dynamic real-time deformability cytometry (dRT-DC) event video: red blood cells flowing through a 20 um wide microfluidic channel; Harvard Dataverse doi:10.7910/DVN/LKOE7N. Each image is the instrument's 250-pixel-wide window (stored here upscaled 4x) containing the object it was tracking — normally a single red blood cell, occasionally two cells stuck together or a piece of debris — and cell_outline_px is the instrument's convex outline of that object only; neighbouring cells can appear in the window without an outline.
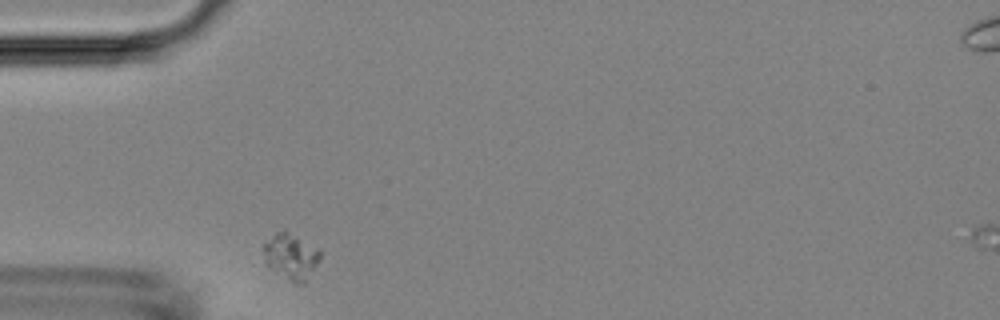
{"species": "Egyptian fruit bat (a non-hibernating species)", "species_latin": "Rousettus aegyptiacus", "temperature_condition": "room temperature", "stored_images_in_passage": 3, "camera_frame_rate_fps": 3000, "um_per_image_px": 0.085, "animal": {"sex": "female"}, "frame": {"image": 1, "passage_image": 1, "time_ms": 0.0, "image_size_px": [1000, 320], "cell_outline_px": [[320, 260], [304, 284], [296, 284], [268, 268], [264, 264], [264, 244], [276, 232], [284, 228], [320, 248]], "centroid_in_image_um": [24.74, 21.78], "position_along_channel_um": 60.3, "area_um2": 15.55}}
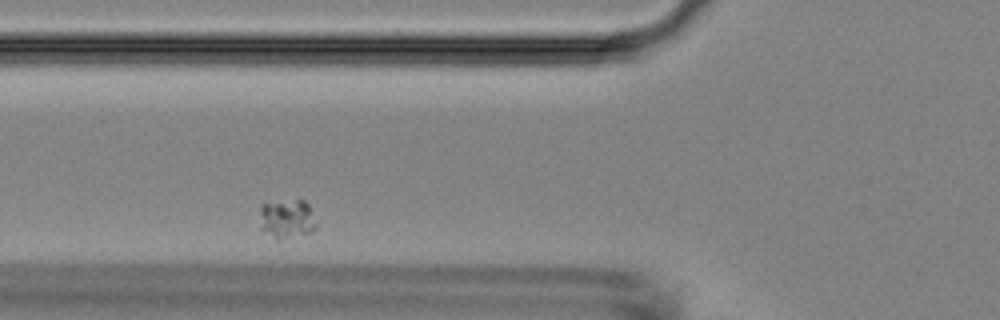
{"frame": {"image": 2, "passage_image": 2, "time_ms": 1.333, "image_size_px": [1000, 320], "cell_outline_px": [[316, 228], [312, 232], [280, 240], [276, 240], [260, 228], [260, 204], [296, 200], [304, 200], [308, 204], [316, 224]], "centroid_in_image_um": [24.37, 18.63], "position_along_channel_um": 101.4, "area_um2": 12.89}}
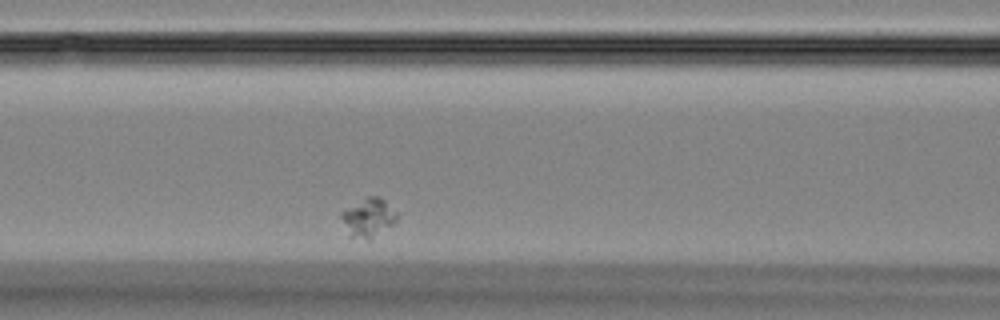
{"frame": {"image": 3, "passage_image": 3, "time_ms": 2.333, "image_size_px": [1000, 320], "cell_outline_px": [[396, 220], [392, 224], [368, 240], [352, 236], [340, 216], [340, 212], [368, 196], [380, 196], [396, 212]], "centroid_in_image_um": [31.31, 18.47], "position_along_channel_um": 135.3, "area_um2": 11.91}}